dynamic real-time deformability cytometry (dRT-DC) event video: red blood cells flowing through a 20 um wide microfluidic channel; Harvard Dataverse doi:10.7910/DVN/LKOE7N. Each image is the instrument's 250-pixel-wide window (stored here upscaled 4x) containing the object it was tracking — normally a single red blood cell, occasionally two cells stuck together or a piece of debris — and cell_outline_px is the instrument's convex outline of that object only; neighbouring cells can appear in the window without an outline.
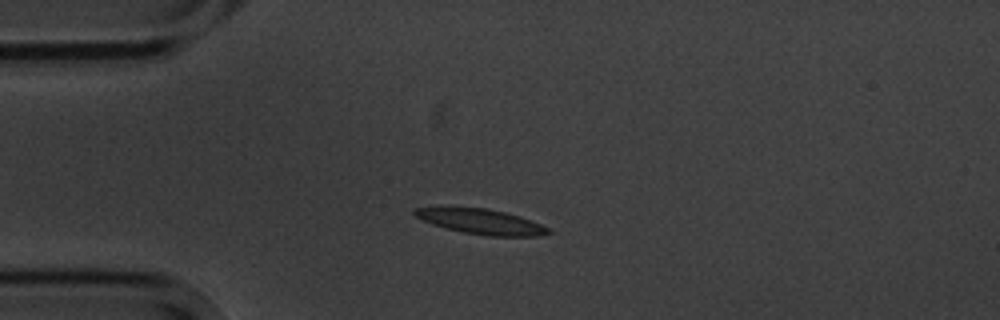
{"species": "common noctule bat (a hibernating species)", "species_latin": "Nyctalus noctula", "temperature_condition": "cold", "stored_images_in_passage": 7, "camera_frame_rate_fps": 3000, "um_per_image_px": 0.085, "animal": {"sex": "male", "body_mass_g": 20.1, "forearm_length_mm": 53.5}, "frame": {"image": 1, "passage_image": 3, "time_ms": 2.333, "image_size_px": [1000, 320], "cell_outline_px": [[552, 232], [536, 236], [488, 236], [464, 232], [432, 224], [416, 216], [412, 212], [416, 208], [484, 208], [504, 212], [520, 216], [540, 224], [548, 228]], "centroid_in_image_um": [40.94, 18.85], "position_along_channel_um": 44.1, "area_um2": 18.96}}
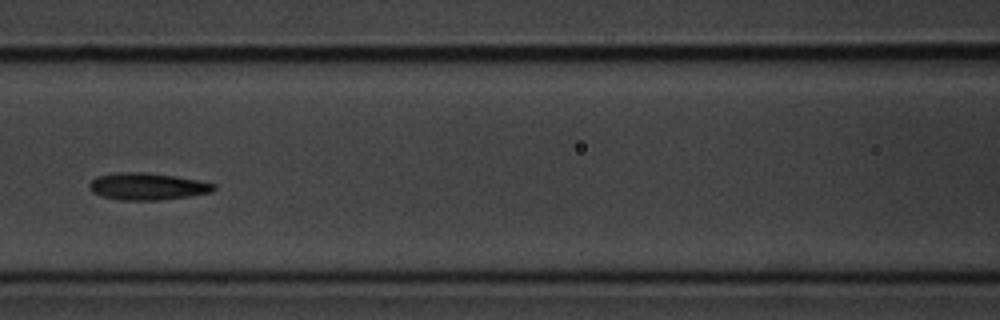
{"frame": {"image": 2, "passage_image": 6, "time_ms": 6.0, "image_size_px": [1000, 320], "cell_outline_px": [[216, 188], [212, 192], [188, 196], [160, 200], [120, 200], [104, 196], [92, 192], [88, 188], [88, 184], [96, 176], [120, 172], [144, 172], [176, 176], [216, 184]], "centroid_in_image_um": [12.51, 15.84], "position_along_channel_um": 154.1, "area_um2": 19.54}}
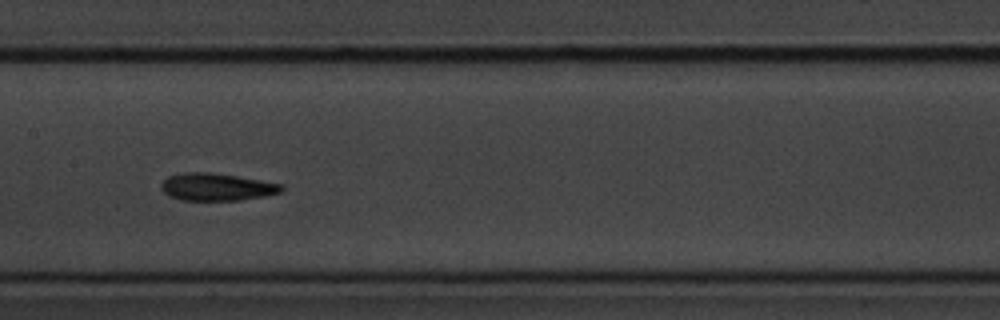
{"frame": {"image": 3, "passage_image": 7, "time_ms": 7.0, "image_size_px": [1000, 320], "cell_outline_px": [[284, 188], [280, 192], [264, 196], [240, 200], [184, 200], [168, 196], [160, 188], [160, 184], [168, 176], [184, 172], [212, 172], [236, 176], [280, 184]], "centroid_in_image_um": [18.36, 15.89], "position_along_channel_um": 189.0, "area_um2": 19.07}}